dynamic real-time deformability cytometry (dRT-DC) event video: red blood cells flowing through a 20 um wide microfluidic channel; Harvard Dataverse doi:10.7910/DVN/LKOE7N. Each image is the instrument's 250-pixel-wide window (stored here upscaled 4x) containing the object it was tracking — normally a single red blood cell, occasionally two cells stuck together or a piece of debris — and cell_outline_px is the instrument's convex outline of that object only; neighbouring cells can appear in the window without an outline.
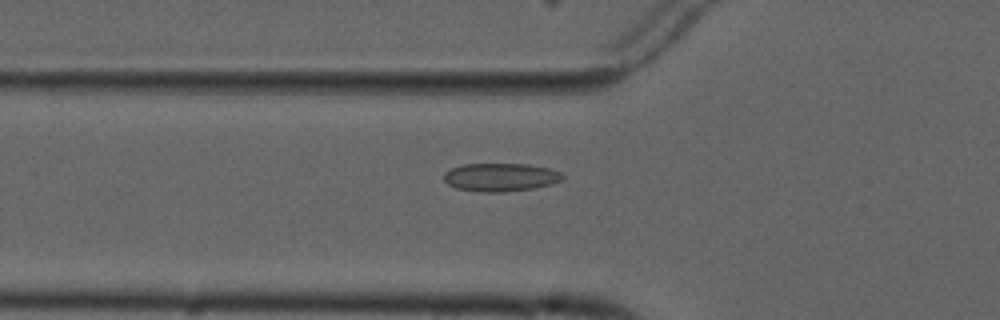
{"species": "common noctule bat (a hibernating species)", "species_latin": "Nyctalus noctula", "temperature_condition": "cold", "stored_images_in_passage": 5, "camera_frame_rate_fps": 3000, "um_per_image_px": 0.085, "animal": {"sex": "male", "forearm_length_mm": 52.5}, "frame": {"image": 1, "passage_image": 5, "time_ms": 5.333, "image_size_px": [1000, 320], "cell_outline_px": [[564, 176], [560, 180], [552, 184], [536, 188], [504, 192], [480, 192], [456, 188], [448, 184], [444, 180], [444, 172], [452, 168], [464, 164], [528, 164], [548, 168], [560, 172]], "centroid_in_image_um": [42.54, 15.07], "position_along_channel_um": 83.3, "area_um2": 19.54}}